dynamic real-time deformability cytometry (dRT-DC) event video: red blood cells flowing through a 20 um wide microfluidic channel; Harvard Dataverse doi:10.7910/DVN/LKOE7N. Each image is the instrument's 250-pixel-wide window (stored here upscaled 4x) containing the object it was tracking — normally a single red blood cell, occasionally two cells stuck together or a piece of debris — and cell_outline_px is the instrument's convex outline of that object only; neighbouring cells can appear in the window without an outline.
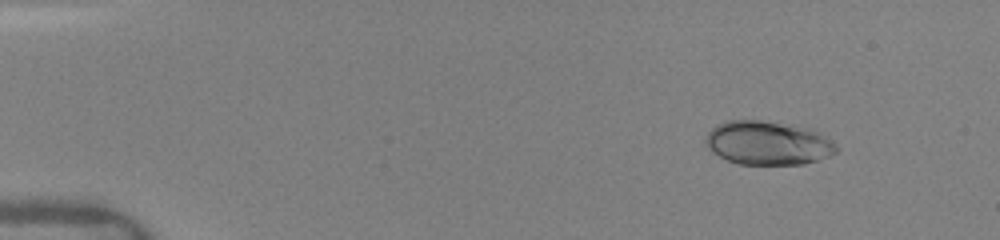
{"species": "human", "species_latin": "Homo sapiens", "temperature_condition": "warm", "stored_images_in_passage": 52, "camera_frame_rate_fps": 3000, "um_per_image_px": 0.085, "donor": {"sex": "female"}, "frame": {"image": 1, "passage_image": 1, "time_ms": 0.0, "image_size_px": [1000, 240], "cell_outline_px": [[840, 148], [836, 152], [828, 156], [804, 164], [740, 164], [728, 160], [712, 152], [704, 144], [704, 140], [708, 132], [716, 124], [728, 120], [760, 120], [812, 128]], "centroid_in_image_um": [65.23, 12.14], "position_along_channel_um": 19.8, "area_um2": 33.29}}
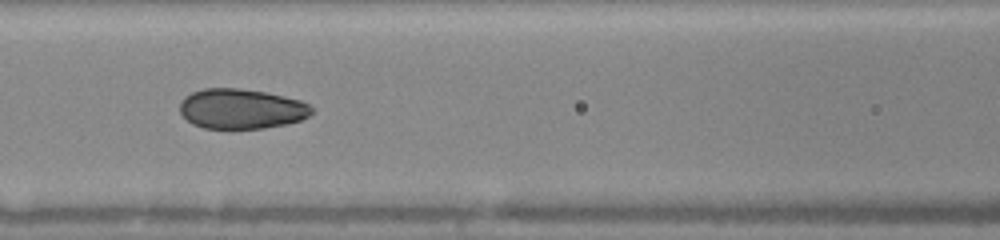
{"frame": {"image": 2, "passage_image": 18, "time_ms": 5.667, "image_size_px": [1000, 240], "cell_outline_px": [[316, 108], [308, 116], [300, 120], [288, 124], [264, 128], [232, 132], [204, 128], [192, 124], [180, 112], [180, 104], [184, 96], [192, 92], [204, 88], [236, 88], [264, 92], [284, 96], [300, 100]], "centroid_in_image_um": [20.51, 9.3], "position_along_channel_um": 146.1, "area_um2": 31.62}}
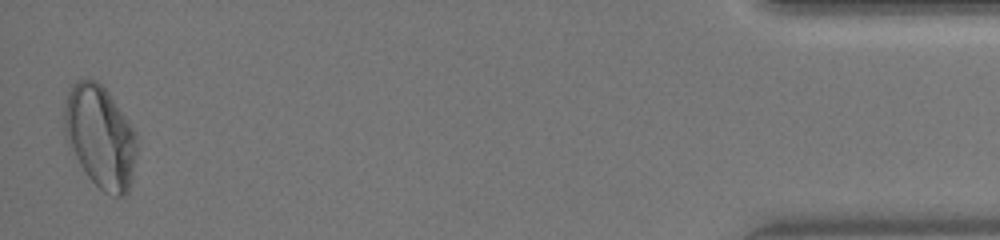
{"frame": {"image": 3, "passage_image": 51, "time_ms": 14.333, "image_size_px": [1000, 240], "cell_outline_px": [[136, 152], [128, 192], [124, 196], [116, 196], [104, 192], [88, 176], [80, 164], [64, 132], [64, 104], [68, 92], [76, 80], [96, 80], [108, 92], [128, 120], [136, 132]], "centroid_in_image_um": [8.52, 11.6], "position_along_channel_um": 426.7, "area_um2": 42.48}, "authors_computed_cell_mechanics": {"area_um2": 32.1368, "velocity_mm_per_s": 4.1251, "shape_relaxation_time_tau1_ms": 4.1337, "shape_relaxation_time_tau2_ms": null, "deformation_change_tau1": 0.1543, "deformation_change_tau2": null}}